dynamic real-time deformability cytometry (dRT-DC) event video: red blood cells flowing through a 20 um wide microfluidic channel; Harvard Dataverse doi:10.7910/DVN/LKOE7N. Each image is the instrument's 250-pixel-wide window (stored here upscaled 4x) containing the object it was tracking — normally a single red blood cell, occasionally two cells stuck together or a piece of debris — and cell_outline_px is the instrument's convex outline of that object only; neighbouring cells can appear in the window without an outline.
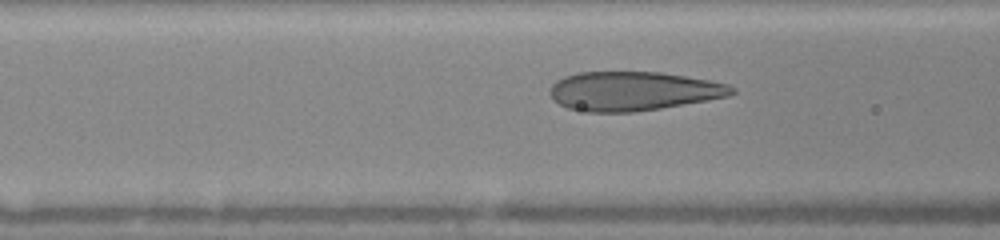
{"species": "human", "species_latin": "Homo sapiens", "temperature_condition": "warm", "stored_images_in_passage": 9, "camera_frame_rate_fps": 3000, "um_per_image_px": 0.085, "donor": {"sex": "female"}, "frame": {"image": 1, "passage_image": 7, "time_ms": 4.0, "image_size_px": [1000, 240], "cell_outline_px": [[736, 92], [728, 96], [708, 100], [636, 112], [588, 112], [568, 108], [552, 100], [548, 92], [552, 84], [556, 80], [564, 76], [576, 72], [660, 72], [708, 80], [728, 84], [736, 88]], "centroid_in_image_um": [53.78, 7.74], "position_along_channel_um": 112.8, "area_um2": 41.56}}